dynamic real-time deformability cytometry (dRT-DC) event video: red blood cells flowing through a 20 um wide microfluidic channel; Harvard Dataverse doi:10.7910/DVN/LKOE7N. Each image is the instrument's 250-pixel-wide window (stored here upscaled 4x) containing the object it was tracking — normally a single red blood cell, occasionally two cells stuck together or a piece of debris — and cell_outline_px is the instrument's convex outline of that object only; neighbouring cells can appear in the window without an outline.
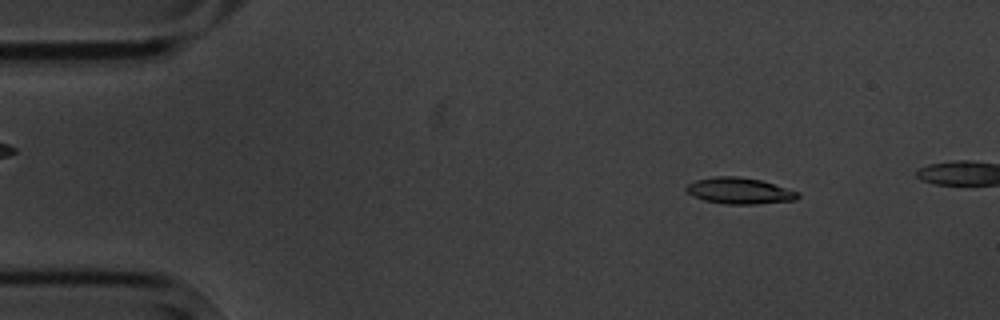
{"species": "common noctule bat (a hibernating species)", "species_latin": "Nyctalus noctula", "temperature_condition": "cold", "stored_images_in_passage": 4, "camera_frame_rate_fps": 3000, "um_per_image_px": 0.085, "animal": {"sex": "male", "body_mass_g": 20.1, "forearm_length_mm": 53.5}, "frame": {"image": 1, "passage_image": 1, "time_ms": 0.0, "image_size_px": [1000, 320], "cell_outline_px": [[800, 196], [796, 200], [756, 204], [724, 204], [704, 200], [692, 196], [684, 188], [688, 184], [696, 180], [716, 176], [736, 176], [760, 180], [800, 192]], "centroid_in_image_um": [62.86, 16.22], "position_along_channel_um": 22.1, "area_um2": 17.05}}